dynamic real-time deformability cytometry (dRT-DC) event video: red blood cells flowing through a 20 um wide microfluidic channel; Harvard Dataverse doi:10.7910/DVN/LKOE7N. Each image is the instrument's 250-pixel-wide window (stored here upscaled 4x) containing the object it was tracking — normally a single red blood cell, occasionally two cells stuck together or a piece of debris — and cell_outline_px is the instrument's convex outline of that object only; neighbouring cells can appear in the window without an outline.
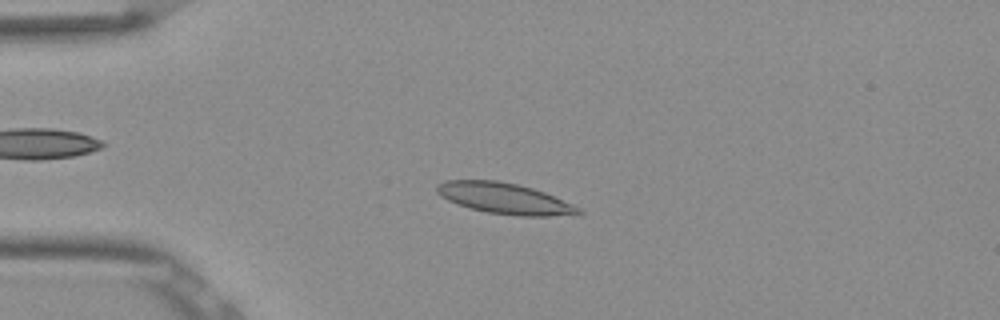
{"species": "Egyptian fruit bat (a non-hibernating species)", "species_latin": "Rousettus aegyptiacus", "temperature_condition": "room temperature", "stored_images_in_passage": 52, "camera_frame_rate_fps": 3000, "um_per_image_px": 0.085, "frame": {"image": 1, "passage_image": 12, "time_ms": 3.667, "image_size_px": [1000, 320], "cell_outline_px": [[584, 212], [548, 216], [520, 216], [488, 212], [456, 204], [440, 196], [436, 192], [436, 184], [444, 180], [496, 180], [516, 184], [532, 188], [544, 192], [572, 204], [580, 208]], "centroid_in_image_um": [42.81, 16.85], "position_along_channel_um": 42.2, "area_um2": 25.2}}
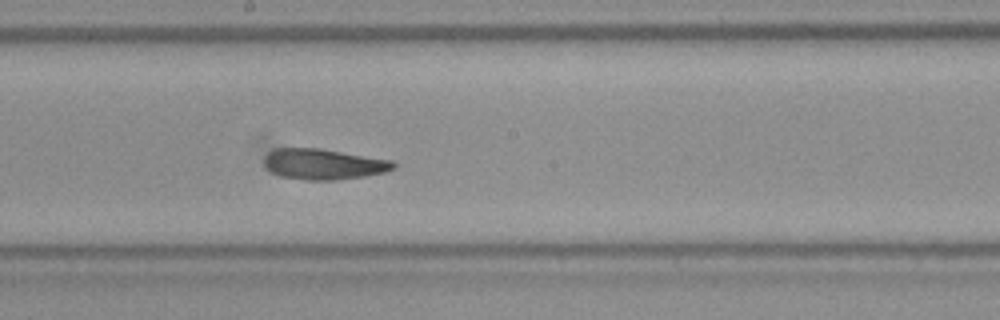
{"frame": {"image": 2, "passage_image": 28, "time_ms": 9.0, "image_size_px": [1000, 320], "cell_outline_px": [[396, 168], [384, 172], [364, 176], [336, 180], [304, 180], [280, 176], [272, 172], [264, 164], [264, 156], [268, 152], [276, 148], [320, 148], [392, 160], [396, 164]], "centroid_in_image_um": [27.5, 13.95], "position_along_channel_um": 220.7, "area_um2": 23.18}}
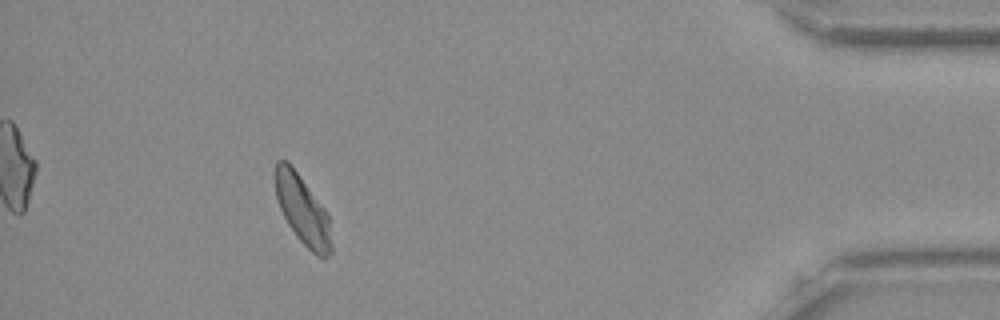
{"frame": {"image": 3, "passage_image": 47, "time_ms": 15.333, "image_size_px": [1000, 320], "cell_outline_px": [[332, 252], [328, 256], [316, 256], [296, 236], [288, 224], [280, 208], [276, 196], [272, 176], [272, 172], [276, 160], [288, 160], [328, 212], [332, 244]], "centroid_in_image_um": [25.68, 17.78], "position_along_channel_um": 409.5, "area_um2": 23.06}, "authors_computed_cell_mechanics": {"area_um2": 23.6113, "velocity_mm_per_s": 3.8474, "shape_relaxation_time_tau1_ms": null, "shape_relaxation_time_tau2_ms": 4.7061, "deformation_change_tau1": null, "deformation_change_tau2": 0.0974}}